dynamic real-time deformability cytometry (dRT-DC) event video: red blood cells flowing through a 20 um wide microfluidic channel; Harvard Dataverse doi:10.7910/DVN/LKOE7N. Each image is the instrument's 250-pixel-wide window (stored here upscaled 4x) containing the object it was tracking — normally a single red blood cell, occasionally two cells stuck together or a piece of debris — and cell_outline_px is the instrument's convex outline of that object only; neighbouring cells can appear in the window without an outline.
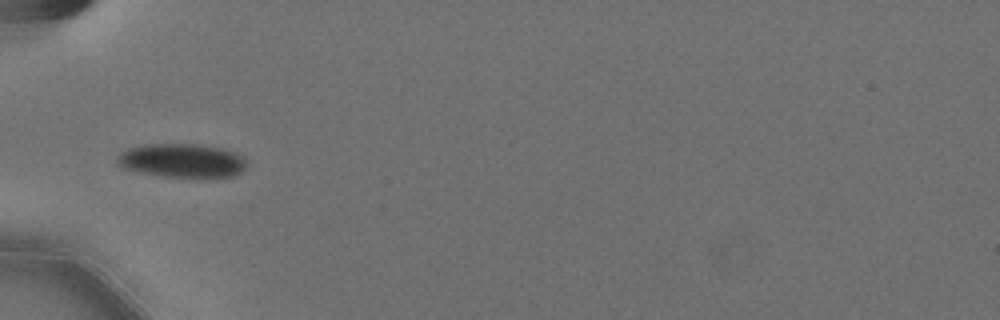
{"species": "Egyptian fruit bat (a non-hibernating species)", "species_latin": "Rousettus aegyptiacus", "temperature_condition": "cold", "stored_images_in_passage": 8, "camera_frame_rate_fps": 3000, "um_per_image_px": 0.085, "animal": {"sex": "female"}, "frame": {"image": 1, "passage_image": 1, "time_ms": 0.0, "image_size_px": [1000, 320], "cell_outline_px": [[248, 164], [240, 172], [232, 176], [164, 176], [140, 172], [120, 168], [116, 164], [116, 160], [120, 152], [144, 144], [196, 144], [220, 148], [236, 152], [244, 156]], "centroid_in_image_um": [15.45, 13.63], "position_along_channel_um": 69.5, "area_um2": 25.32}}